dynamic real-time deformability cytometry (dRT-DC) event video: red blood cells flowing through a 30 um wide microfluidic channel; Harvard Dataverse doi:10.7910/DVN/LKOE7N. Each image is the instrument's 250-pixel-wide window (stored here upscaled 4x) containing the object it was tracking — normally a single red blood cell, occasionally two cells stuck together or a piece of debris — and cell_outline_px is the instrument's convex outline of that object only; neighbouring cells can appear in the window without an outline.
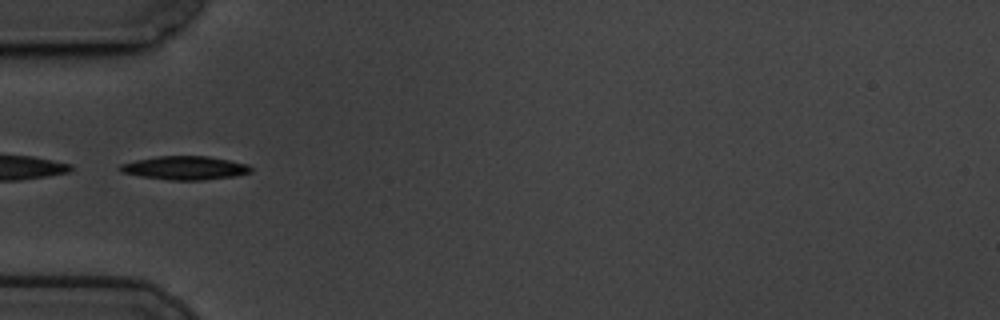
{"species": "common noctule bat (a hibernating species)", "species_latin": "Nyctalus noctula", "temperature_condition": "cold", "stored_images_in_passage": 41, "camera_frame_rate_fps": 3000, "um_per_image_px": 0.085, "animal": {"sex": "male", "body_mass_g": 19.5, "forearm_length_mm": 54.6}, "frame": {"image": 1, "passage_image": 1, "time_ms": 0.0, "image_size_px": [1000, 320], "cell_outline_px": [[252, 172], [236, 176], [204, 180], [168, 180], [140, 176], [120, 172], [116, 168], [120, 164], [136, 160], [156, 156], [208, 156], [248, 164], [252, 168]], "centroid_in_image_um": [15.7, 14.27], "position_along_channel_um": 69.3, "area_um2": 18.15}}
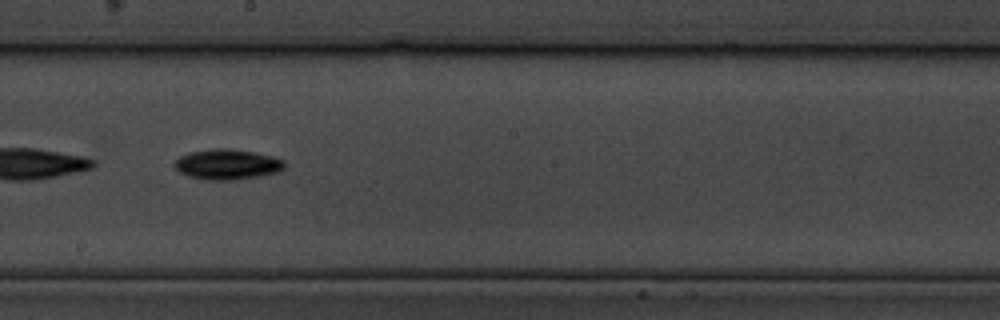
{"frame": {"image": 2, "passage_image": 15, "time_ms": 4.667, "image_size_px": [1000, 320], "cell_outline_px": [[284, 168], [280, 172], [260, 176], [236, 180], [208, 180], [188, 176], [180, 172], [172, 164], [180, 156], [188, 152], [212, 148], [228, 148], [252, 152], [272, 156], [284, 160]], "centroid_in_image_um": [19.31, 13.97], "position_along_channel_um": 228.9, "area_um2": 19.59}}
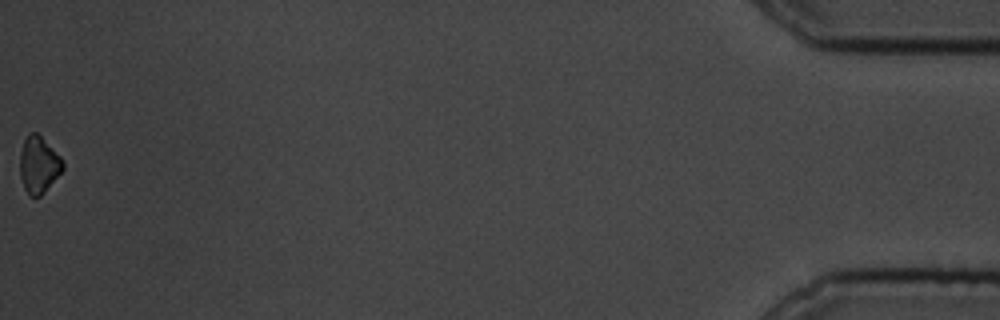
{"frame": {"image": 3, "passage_image": 41, "time_ms": 13.333, "image_size_px": [1000, 320], "cell_outline_px": [[64, 168], [44, 192], [40, 196], [28, 196], [24, 188], [20, 176], [20, 152], [24, 140], [28, 132], [36, 132], [64, 160]], "centroid_in_image_um": [3.27, 14.0], "position_along_channel_um": 431.9, "area_um2": 14.1}, "authors_computed_cell_mechanics": {"area_um2": 16.9354, "velocity_mm_per_s": 3.4221, "shape_relaxation_time_tau1_ms": 1.8906, "shape_relaxation_time_tau2_ms": null, "deformation_change_tau1": 0.098, "deformation_change_tau2": null}}